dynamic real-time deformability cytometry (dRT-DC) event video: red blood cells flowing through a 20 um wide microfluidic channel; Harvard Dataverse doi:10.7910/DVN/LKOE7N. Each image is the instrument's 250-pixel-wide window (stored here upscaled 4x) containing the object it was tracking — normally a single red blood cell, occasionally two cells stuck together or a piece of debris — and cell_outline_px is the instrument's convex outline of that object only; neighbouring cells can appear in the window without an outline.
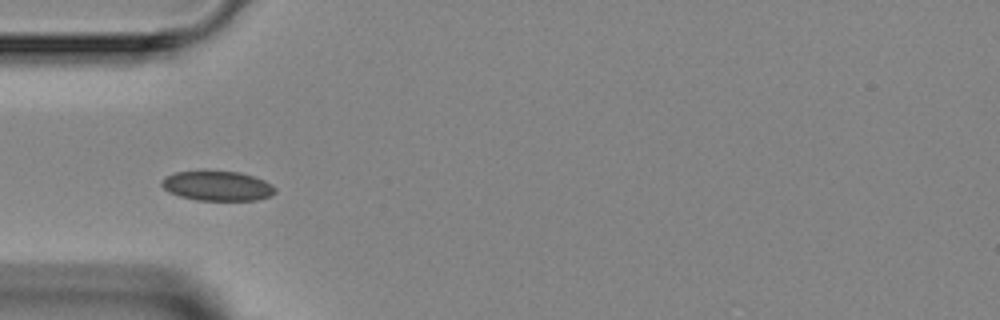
{"species": "Egyptian fruit bat (a non-hibernating species)", "species_latin": "Rousettus aegyptiacus", "temperature_condition": "room temperature", "stored_images_in_passage": 6, "camera_frame_rate_fps": 3000, "um_per_image_px": 0.085, "animal": {"sex": "female"}, "frame": {"image": 1, "passage_image": 2, "time_ms": 1.333, "image_size_px": [1000, 320], "cell_outline_px": [[276, 192], [272, 196], [256, 200], [196, 200], [180, 196], [168, 192], [160, 184], [160, 180], [164, 176], [176, 172], [204, 168], [240, 172], [264, 180], [272, 184], [276, 188]], "centroid_in_image_um": [18.44, 15.76], "position_along_channel_um": 66.6, "area_um2": 20.52}}
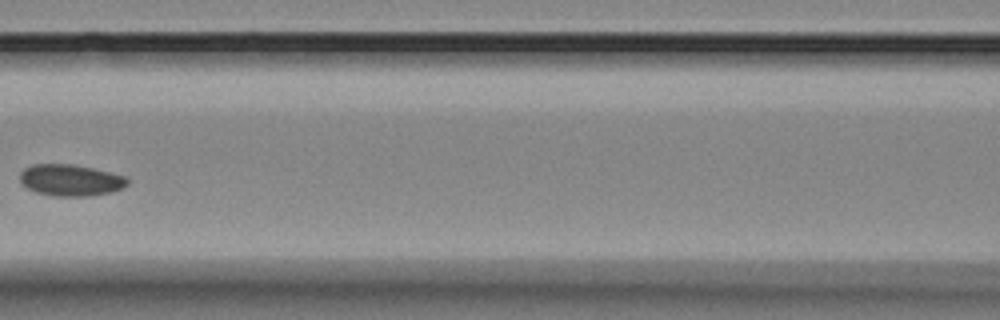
{"frame": {"image": 2, "passage_image": 4, "time_ms": 3.667, "image_size_px": [1000, 320], "cell_outline_px": [[128, 184], [124, 188], [112, 192], [88, 196], [52, 196], [36, 192], [20, 184], [20, 172], [24, 168], [32, 164], [72, 164], [92, 168], [128, 176]], "centroid_in_image_um": [6.0, 15.31], "position_along_channel_um": 160.6, "area_um2": 20.0}}
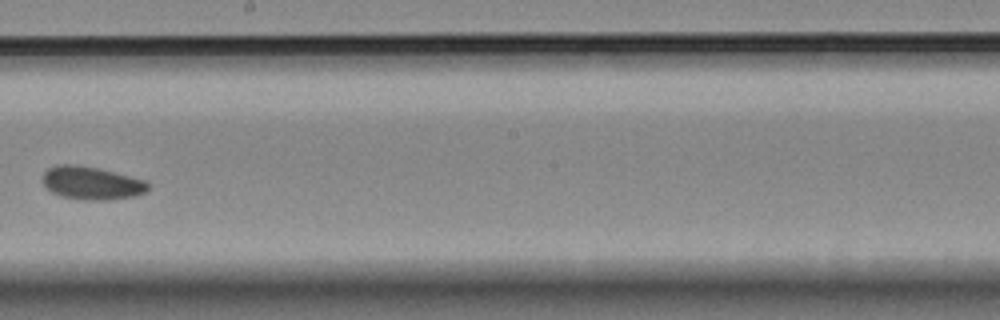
{"frame": {"image": 3, "passage_image": 6, "time_ms": 5.667, "image_size_px": [1000, 320], "cell_outline_px": [[152, 184], [144, 192], [136, 196], [104, 200], [84, 200], [60, 196], [52, 192], [44, 184], [44, 172], [48, 168], [60, 164], [76, 164], [96, 168], [148, 180]], "centroid_in_image_um": [7.83, 15.56], "position_along_channel_um": 240.4, "area_um2": 20.29}}